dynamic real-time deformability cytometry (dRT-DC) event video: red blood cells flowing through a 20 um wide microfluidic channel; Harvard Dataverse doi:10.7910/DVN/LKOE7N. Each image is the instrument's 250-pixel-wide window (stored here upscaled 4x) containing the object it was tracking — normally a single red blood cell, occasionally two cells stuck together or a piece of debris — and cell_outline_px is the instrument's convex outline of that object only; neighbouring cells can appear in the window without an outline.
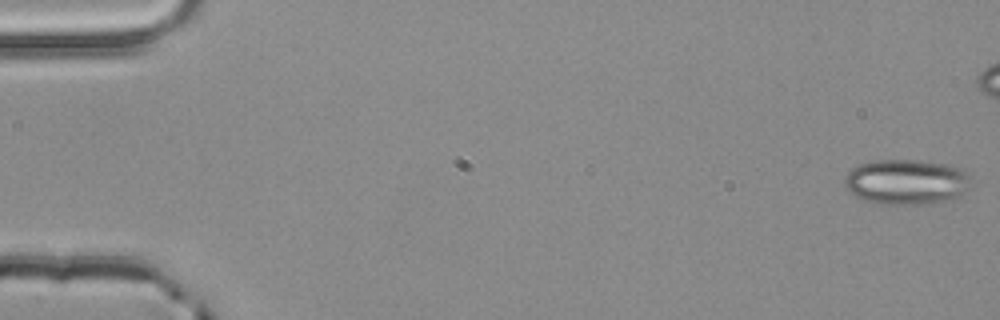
{"species": "common noctule bat (a hibernating species)", "species_latin": "Nyctalus noctula", "temperature_condition": "room temperature", "stored_images_in_passage": 5, "camera_frame_rate_fps": 3000, "um_per_image_px": 0.085, "animal": {"sex": "male", "body_mass_g": 20.4}, "frame": {"image": 1, "passage_image": 1, "time_ms": 0.0, "image_size_px": [1000, 320], "cell_outline_px": [[968, 188], [964, 192], [952, 200], [928, 204], [880, 204], [864, 200], [856, 196], [844, 184], [844, 180], [848, 172], [852, 168], [860, 164], [872, 160], [916, 160], [944, 164], [964, 168], [968, 172]], "centroid_in_image_um": [77.05, 15.46], "position_along_channel_um": 7.9, "area_um2": 33.35}}
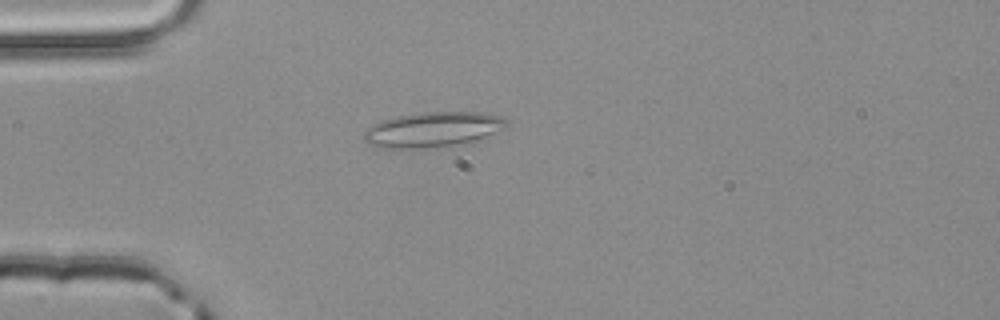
{"frame": {"image": 2, "passage_image": 5, "time_ms": 1.333, "image_size_px": [1000, 320], "cell_outline_px": [[508, 124], [472, 144], [424, 148], [384, 148], [368, 144], [364, 140], [364, 132], [372, 124], [380, 120], [396, 116], [420, 112], [484, 112], [500, 116], [508, 120]], "centroid_in_image_um": [36.79, 11.02], "position_along_channel_um": 48.2, "area_um2": 29.59}}